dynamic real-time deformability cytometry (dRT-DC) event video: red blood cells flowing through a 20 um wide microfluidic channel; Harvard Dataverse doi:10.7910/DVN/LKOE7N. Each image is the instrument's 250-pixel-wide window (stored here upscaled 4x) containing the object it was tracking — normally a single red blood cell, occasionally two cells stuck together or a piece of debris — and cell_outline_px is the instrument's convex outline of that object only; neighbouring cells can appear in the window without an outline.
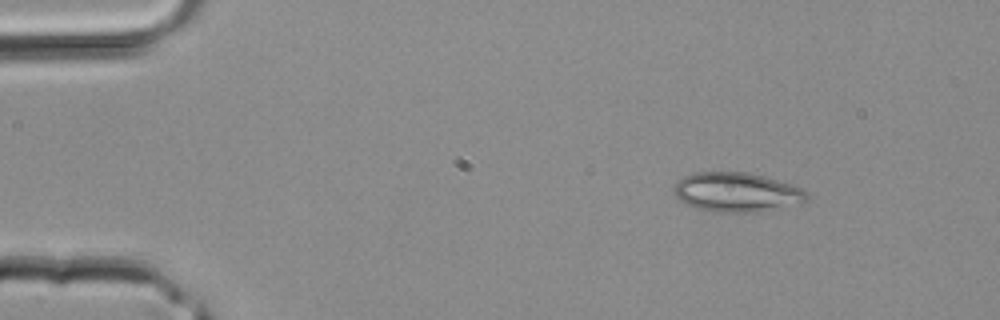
{"species": "common noctule bat (a hibernating species)", "species_latin": "Nyctalus noctula", "temperature_condition": "room temperature", "stored_images_in_passage": 2, "camera_frame_rate_fps": 3000, "um_per_image_px": 0.085, "animal": {"sex": "male", "body_mass_g": 20.4}, "frame": {"image": 1, "passage_image": 1, "time_ms": 0.0, "image_size_px": [1000, 320], "cell_outline_px": [[808, 200], [804, 204], [760, 212], [708, 212], [684, 204], [672, 192], [676, 184], [684, 176], [696, 172], [748, 172], [764, 176], [792, 184], [800, 188], [808, 196]], "centroid_in_image_um": [62.64, 16.36], "position_along_channel_um": 22.4, "area_um2": 30.92}}